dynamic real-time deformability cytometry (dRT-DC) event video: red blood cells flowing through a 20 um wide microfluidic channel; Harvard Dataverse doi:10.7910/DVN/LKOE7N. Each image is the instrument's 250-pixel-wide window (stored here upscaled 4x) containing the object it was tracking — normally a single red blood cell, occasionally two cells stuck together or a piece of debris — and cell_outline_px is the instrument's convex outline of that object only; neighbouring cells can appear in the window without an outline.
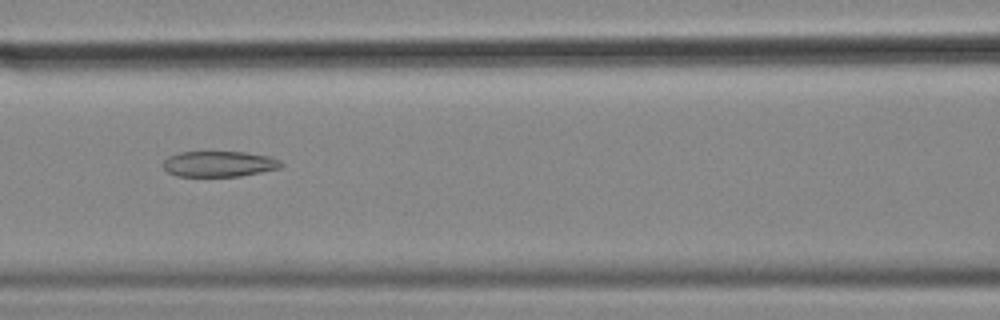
{"species": "common noctule bat (a hibernating species)", "species_latin": "Nyctalus noctula", "temperature_condition": "cold", "stored_images_in_passage": 53, "camera_frame_rate_fps": 3000, "um_per_image_px": 0.085, "animal": {"sex": "female", "body_mass_g": 18.4}, "frame": {"image": 1, "passage_image": 21, "time_ms": 6.667, "image_size_px": [1000, 320], "cell_outline_px": [[284, 164], [280, 168], [240, 176], [176, 176], [168, 172], [164, 168], [164, 160], [168, 156], [180, 152], [244, 152], [268, 156], [280, 160]], "centroid_in_image_um": [18.62, 13.93], "position_along_channel_um": 148.0, "area_um2": 17.57}}
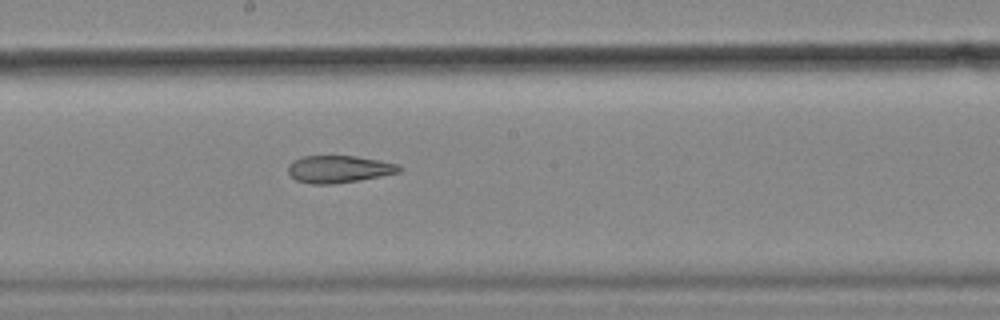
{"frame": {"image": 2, "passage_image": 27, "time_ms": 8.667, "image_size_px": [1000, 320], "cell_outline_px": [[400, 172], [380, 176], [332, 184], [312, 184], [296, 180], [288, 172], [288, 164], [292, 160], [304, 156], [356, 156], [380, 160], [400, 164]], "centroid_in_image_um": [28.79, 14.36], "position_along_channel_um": 219.4, "area_um2": 17.57}}
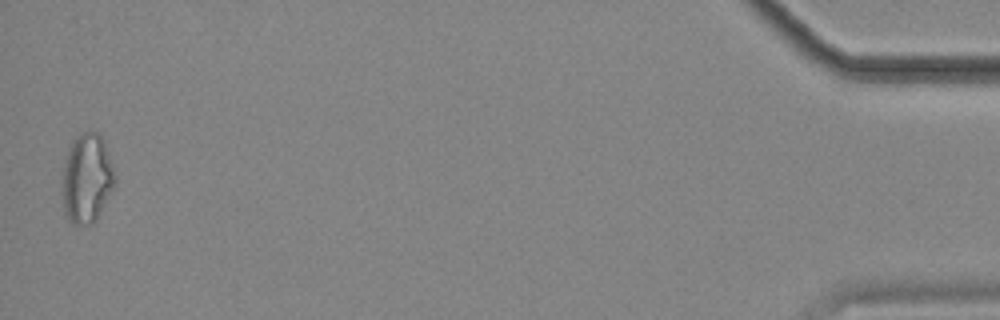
{"frame": {"image": 3, "passage_image": 52, "time_ms": 17.0, "image_size_px": [1000, 320], "cell_outline_px": [[116, 184], [96, 220], [92, 224], [72, 224], [68, 220], [64, 212], [64, 168], [68, 152], [72, 144], [80, 132], [100, 132], [104, 140], [116, 176]], "centroid_in_image_um": [7.43, 15.17], "position_along_channel_um": 427.8, "area_um2": 27.05}, "authors_computed_cell_mechanics": {"area_um2": 21.386, "velocity_mm_per_s": 3.5884, "shape_relaxation_time_tau1_ms": null, "shape_relaxation_time_tau2_ms": 5.9258, "deformation_change_tau1": null, "deformation_change_tau2": 0.1604}}